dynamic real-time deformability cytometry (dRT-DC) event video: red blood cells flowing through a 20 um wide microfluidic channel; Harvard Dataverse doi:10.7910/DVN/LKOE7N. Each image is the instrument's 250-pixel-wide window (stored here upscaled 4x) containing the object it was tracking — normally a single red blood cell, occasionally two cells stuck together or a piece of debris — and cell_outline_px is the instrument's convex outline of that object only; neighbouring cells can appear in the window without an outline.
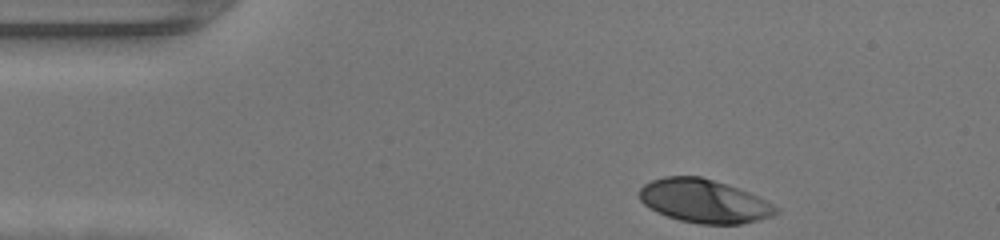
{"species": "human", "species_latin": "Homo sapiens", "temperature_condition": "warm", "stored_images_in_passage": 32, "camera_frame_rate_fps": 3000, "um_per_image_px": 0.085, "donor": {"sex": "female"}, "frame": {"image": 1, "passage_image": 1, "time_ms": 0.0, "image_size_px": [1000, 240], "cell_outline_px": [[780, 212], [772, 216], [740, 224], [700, 224], [680, 220], [656, 212], [648, 208], [640, 200], [640, 188], [644, 184], [652, 180], [664, 176], [700, 176], [748, 192], [780, 208]], "centroid_in_image_um": [59.82, 17.09], "position_along_channel_um": 25.2, "area_um2": 34.28}}
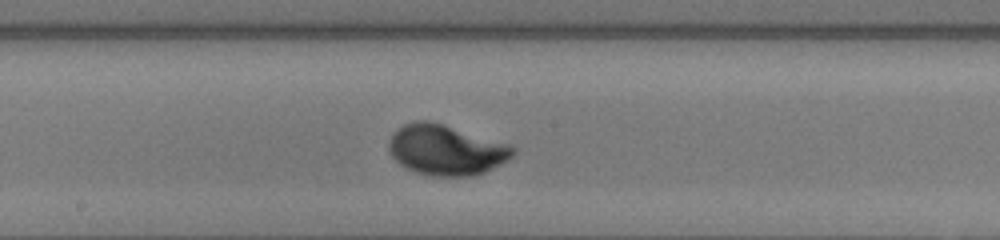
{"frame": {"image": 2, "passage_image": 19, "time_ms": 6.0, "image_size_px": [1000, 240], "cell_outline_px": [[516, 152], [508, 160], [484, 172], [472, 176], [432, 176], [416, 172], [404, 168], [392, 156], [388, 148], [388, 144], [392, 136], [404, 124], [416, 120], [428, 120], [508, 144], [516, 148]], "centroid_in_image_um": [37.9, 12.76], "position_along_channel_um": 210.3, "area_um2": 36.01}}
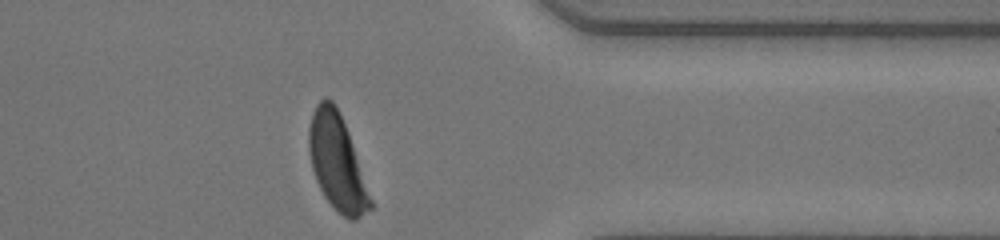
{"frame": {"image": 3, "passage_image": 32, "time_ms": 10.333, "image_size_px": [1000, 240], "cell_outline_px": [[372, 208], [356, 220], [348, 220], [324, 196], [316, 180], [312, 168], [308, 148], [308, 128], [312, 112], [316, 104], [324, 96], [332, 100], [348, 132], [372, 200]], "centroid_in_image_um": [28.62, 13.78], "position_along_channel_um": 382.8, "area_um2": 33.76}, "authors_computed_cell_mechanics": {"area_um2": 35.0846, "velocity_mm_per_s": 4.2848, "shape_relaxation_time_tau1_ms": 2.597, "shape_relaxation_time_tau2_ms": null, "deformation_change_tau1": 0.1969, "deformation_change_tau2": null}}